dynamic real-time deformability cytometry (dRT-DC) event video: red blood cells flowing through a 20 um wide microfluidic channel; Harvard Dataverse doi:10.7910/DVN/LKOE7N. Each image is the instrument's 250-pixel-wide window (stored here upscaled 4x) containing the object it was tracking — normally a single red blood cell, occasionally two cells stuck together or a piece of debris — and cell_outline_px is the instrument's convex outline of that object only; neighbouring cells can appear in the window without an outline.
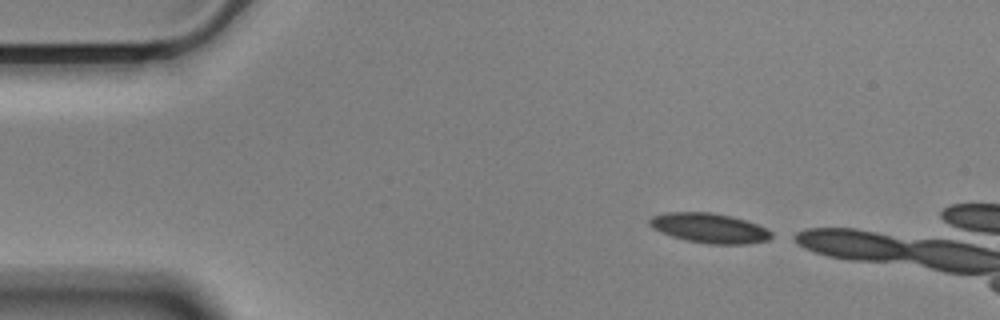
{"species": "Egyptian fruit bat (a non-hibernating species)", "species_latin": "Rousettus aegyptiacus", "temperature_condition": "cold", "stored_images_in_passage": 8, "camera_frame_rate_fps": 3000, "um_per_image_px": 0.085, "animal": {"sex": "male"}, "frame": {"image": 1, "passage_image": 1, "time_ms": 0.0, "image_size_px": [1000, 320], "cell_outline_px": [[776, 236], [768, 240], [748, 244], [708, 244], [684, 240], [672, 236], [652, 228], [648, 224], [648, 220], [652, 216], [668, 212], [708, 212], [732, 216], [756, 224], [772, 232]], "centroid_in_image_um": [60.3, 19.39], "position_along_channel_um": 24.7, "area_um2": 21.21}}